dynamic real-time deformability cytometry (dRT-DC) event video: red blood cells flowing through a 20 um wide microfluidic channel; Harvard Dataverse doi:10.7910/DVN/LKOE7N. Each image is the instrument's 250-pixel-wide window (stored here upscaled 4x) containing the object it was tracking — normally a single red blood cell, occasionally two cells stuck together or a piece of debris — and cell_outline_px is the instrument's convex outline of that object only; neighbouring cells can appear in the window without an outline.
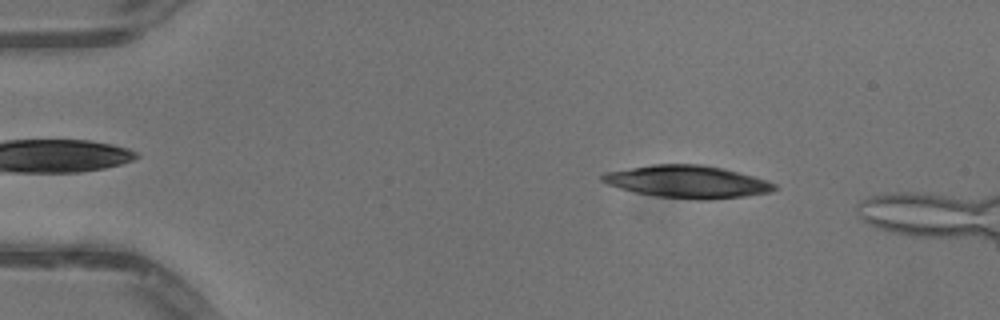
{"species": "common noctule bat (a hibernating species)", "species_latin": "Nyctalus noctula", "temperature_condition": "warm", "stored_images_in_passage": 37, "camera_frame_rate_fps": 3000, "um_per_image_px": 0.085, "animal": {"sex": "male", "body_mass_g": 13.3}, "frame": {"image": 1, "passage_image": 6, "time_ms": 1.667, "image_size_px": [1000, 320], "cell_outline_px": [[776, 188], [772, 192], [744, 196], [708, 200], [700, 200], [656, 196], [636, 192], [620, 188], [608, 184], [600, 180], [600, 176], [604, 172], [652, 164], [700, 164], [720, 168], [768, 180], [776, 184]], "centroid_in_image_um": [58.41, 15.45], "position_along_channel_um": 26.6, "area_um2": 32.37}}